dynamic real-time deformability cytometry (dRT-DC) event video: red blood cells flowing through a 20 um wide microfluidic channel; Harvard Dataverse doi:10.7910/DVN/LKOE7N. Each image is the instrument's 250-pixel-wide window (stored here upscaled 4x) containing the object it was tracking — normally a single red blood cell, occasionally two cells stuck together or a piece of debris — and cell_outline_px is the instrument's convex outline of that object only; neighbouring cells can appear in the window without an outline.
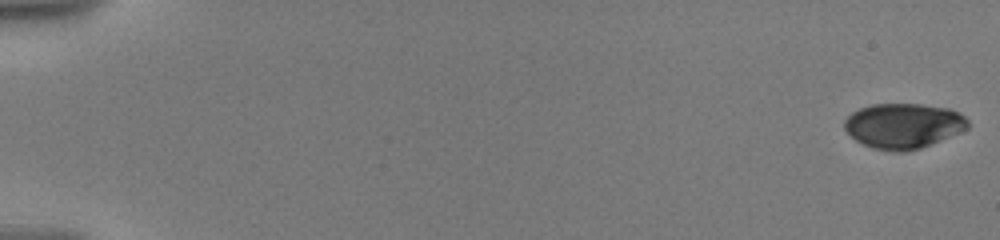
{"species": "human", "species_latin": "Homo sapiens", "temperature_condition": "warm", "stored_images_in_passage": 20, "camera_frame_rate_fps": 3000, "um_per_image_px": 0.085, "donor": {"sex": "male"}, "frame": {"image": 1, "passage_image": 1, "time_ms": 0.0, "image_size_px": [1000, 240], "cell_outline_px": [[968, 128], [960, 132], [920, 148], [904, 152], [892, 152], [872, 148], [856, 140], [844, 128], [844, 120], [852, 112], [860, 108], [872, 104], [920, 104], [948, 108], [960, 112], [968, 120]], "centroid_in_image_um": [76.78, 10.69], "position_along_channel_um": 8.2, "area_um2": 32.43}}
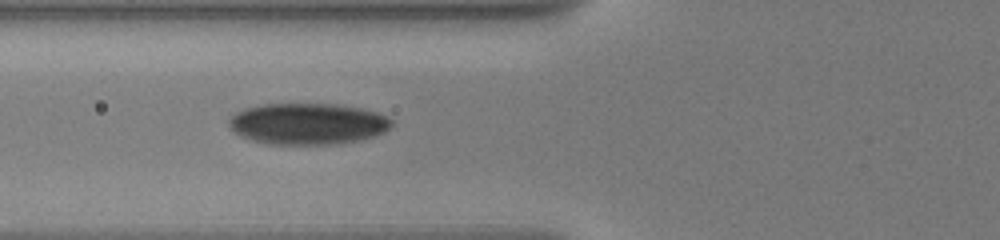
{"frame": {"image": 2, "passage_image": 12, "time_ms": 7.667, "image_size_px": [1000, 240], "cell_outline_px": [[392, 124], [384, 132], [372, 136], [356, 140], [336, 144], [268, 144], [252, 140], [240, 136], [228, 124], [228, 120], [236, 112], [244, 108], [260, 104], [336, 104], [360, 108], [376, 112], [388, 116], [392, 120]], "centroid_in_image_um": [26.13, 10.51], "position_along_channel_um": 99.7, "area_um2": 39.07}}
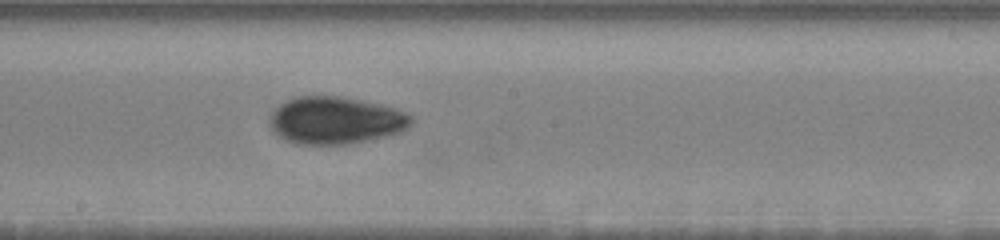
{"frame": {"image": 3, "passage_image": 20, "time_ms": 11.0, "image_size_px": [1000, 240], "cell_outline_px": [[412, 124], [408, 128], [400, 132], [384, 136], [348, 144], [296, 144], [280, 136], [272, 128], [268, 120], [272, 112], [280, 104], [296, 96], [344, 96], [396, 108], [412, 116]], "centroid_in_image_um": [28.53, 10.22], "position_along_channel_um": 219.7, "area_um2": 38.84}}